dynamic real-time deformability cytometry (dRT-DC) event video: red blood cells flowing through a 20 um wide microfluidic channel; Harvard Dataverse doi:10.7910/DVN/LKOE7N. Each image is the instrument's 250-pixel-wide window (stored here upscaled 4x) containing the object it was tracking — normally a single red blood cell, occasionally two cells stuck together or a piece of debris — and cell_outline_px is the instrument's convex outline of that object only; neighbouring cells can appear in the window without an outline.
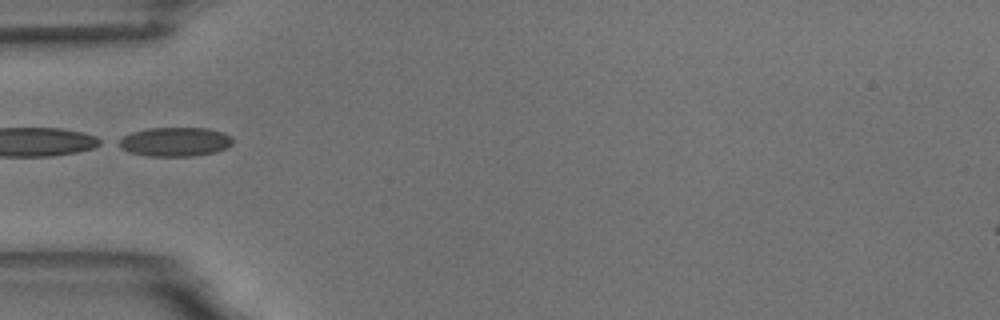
{"species": "common noctule bat (a hibernating species)", "species_latin": "Nyctalus noctula", "temperature_condition": "room temperature", "stored_images_in_passage": 39, "camera_frame_rate_fps": 3000, "um_per_image_px": 0.085, "animal": {"sex": "male", "body_mass_g": 18.8}, "frame": {"image": 1, "passage_image": 1, "time_ms": 0.0, "image_size_px": [1000, 320], "cell_outline_px": [[232, 144], [216, 152], [192, 156], [148, 156], [128, 152], [112, 144], [116, 140], [132, 132], [148, 128], [208, 128], [224, 132], [232, 136]], "centroid_in_image_um": [14.82, 12.05], "position_along_channel_um": 70.2, "area_um2": 19.65}, "authors_computed_cell_mechanics": {"area_um2": 18.6116, "velocity_mm_per_s": 3.522, "shape_relaxation_time_tau1_ms": 4.9497, "shape_relaxation_time_tau2_ms": 1.3581, "deformation_change_tau1": 0.1233, "deformation_change_tau2": 0.0638}}